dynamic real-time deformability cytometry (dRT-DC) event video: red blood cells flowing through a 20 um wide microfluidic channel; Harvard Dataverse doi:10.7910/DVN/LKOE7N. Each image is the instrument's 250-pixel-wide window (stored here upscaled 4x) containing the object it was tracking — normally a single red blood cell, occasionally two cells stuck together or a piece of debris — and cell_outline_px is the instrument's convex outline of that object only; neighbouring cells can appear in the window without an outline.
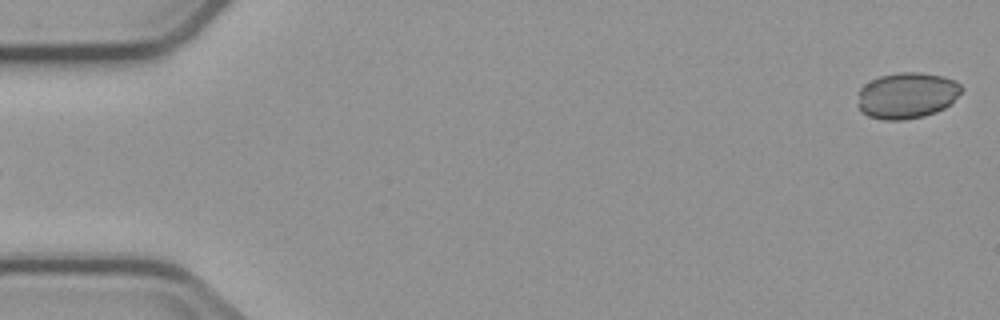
{"species": "common noctule bat (a hibernating species)", "species_latin": "Nyctalus noctula", "temperature_condition": "cold", "stored_images_in_passage": 5, "segment_of_instrument_passage": [2, 2], "camera_frame_rate_fps": 3000, "um_per_image_px": 0.085, "animal": {"sex": "male", "body_mass_g": 23.1, "forearm_length_mm": 52.7}, "frame": {"image": 1, "passage_image": 5, "time_ms": 6.333, "image_size_px": [1000, 320], "cell_outline_px": [[964, 88], [944, 108], [936, 112], [924, 116], [904, 120], [884, 120], [868, 116], [860, 112], [856, 104], [860, 88], [864, 84], [880, 76], [900, 72], [920, 72], [944, 76], [956, 80]], "centroid_in_image_um": [77.05, 8.11], "position_along_channel_um": 7.9, "area_um2": 28.09}}